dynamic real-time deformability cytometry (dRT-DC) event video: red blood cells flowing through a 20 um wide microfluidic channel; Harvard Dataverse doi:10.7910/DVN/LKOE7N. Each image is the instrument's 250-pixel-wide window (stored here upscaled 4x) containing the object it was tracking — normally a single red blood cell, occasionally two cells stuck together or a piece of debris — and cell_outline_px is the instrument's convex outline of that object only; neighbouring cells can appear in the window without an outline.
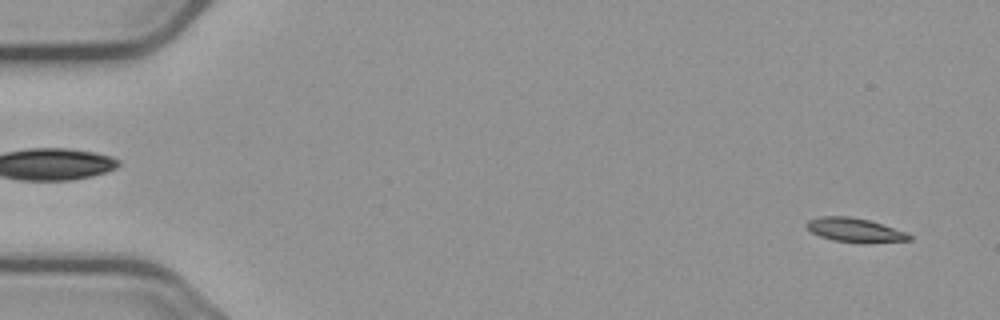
{"species": "common noctule bat (a hibernating species)", "species_latin": "Nyctalus noctula", "temperature_condition": "cold", "stored_images_in_passage": 5, "camera_frame_rate_fps": 3000, "um_per_image_px": 0.085, "animal": {"sex": "male", "body_mass_g": 23.1, "forearm_length_mm": 52.7}, "frame": {"image": 1, "passage_image": 5, "time_ms": 5.667, "image_size_px": [1000, 320], "cell_outline_px": [[912, 240], [832, 240], [820, 236], [812, 232], [804, 224], [808, 220], [820, 216], [848, 216], [868, 220], [908, 232], [912, 236]], "centroid_in_image_um": [72.59, 19.49], "position_along_channel_um": 12.4, "area_um2": 13.47}}